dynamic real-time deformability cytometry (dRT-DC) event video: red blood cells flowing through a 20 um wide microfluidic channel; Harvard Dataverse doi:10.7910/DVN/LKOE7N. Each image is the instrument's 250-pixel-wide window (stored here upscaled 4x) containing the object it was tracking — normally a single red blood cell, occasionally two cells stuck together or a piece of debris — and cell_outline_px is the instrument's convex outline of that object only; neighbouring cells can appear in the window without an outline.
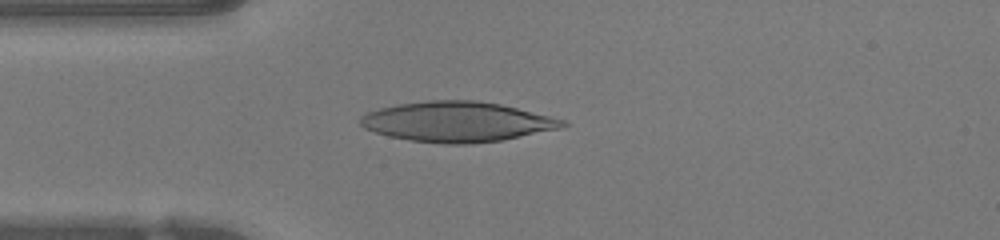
{"species": "human", "species_latin": "Homo sapiens", "temperature_condition": "warm", "stored_images_in_passage": 36, "camera_frame_rate_fps": 3000, "um_per_image_px": 0.085, "donor": {"sex": "female"}, "frame": {"image": 1, "passage_image": 1, "time_ms": 0.0, "image_size_px": [1000, 240], "cell_outline_px": [[568, 124], [560, 128], [504, 140], [472, 144], [444, 144], [412, 140], [388, 136], [364, 128], [360, 124], [360, 116], [368, 112], [380, 108], [396, 104], [428, 100], [476, 100], [500, 104], [564, 120]], "centroid_in_image_um": [38.82, 10.35], "position_along_channel_um": 46.2, "area_um2": 47.11}}
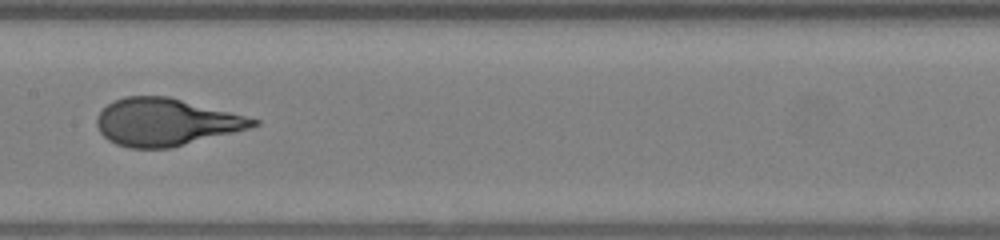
{"frame": {"image": 2, "passage_image": 12, "time_ms": 3.667, "image_size_px": [1000, 240], "cell_outline_px": [[260, 124], [248, 128], [172, 148], [132, 148], [116, 144], [108, 140], [100, 132], [96, 124], [96, 116], [108, 104], [124, 96], [168, 96], [260, 120]], "centroid_in_image_um": [14.05, 10.38], "position_along_channel_um": 193.4, "area_um2": 42.71}}
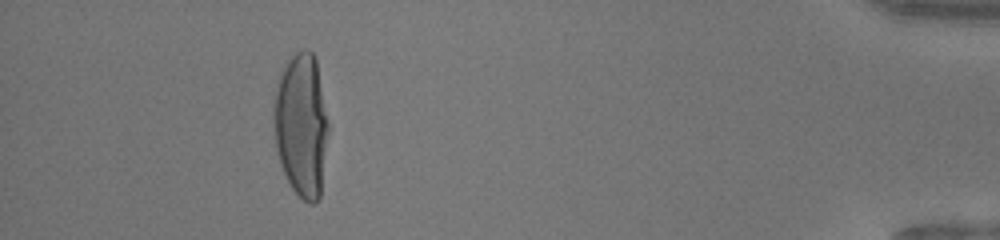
{"frame": {"image": 3, "passage_image": 32, "time_ms": 10.333, "image_size_px": [1000, 240], "cell_outline_px": [[328, 132], [320, 196], [312, 204], [308, 204], [292, 188], [280, 164], [276, 152], [272, 120], [272, 108], [276, 88], [280, 72], [288, 60], [296, 52], [304, 48], [308, 48], [316, 56], [328, 120]], "centroid_in_image_um": [25.6, 10.58], "position_along_channel_um": 409.6, "area_um2": 46.24}, "authors_computed_cell_mechanics": {"area_um2": 43.0032, "velocity_mm_per_s": 4.2632, "shape_relaxation_time_tau1_ms": 5.0643, "shape_relaxation_time_tau2_ms": null, "deformation_change_tau1": 0.3063, "deformation_change_tau2": null}}